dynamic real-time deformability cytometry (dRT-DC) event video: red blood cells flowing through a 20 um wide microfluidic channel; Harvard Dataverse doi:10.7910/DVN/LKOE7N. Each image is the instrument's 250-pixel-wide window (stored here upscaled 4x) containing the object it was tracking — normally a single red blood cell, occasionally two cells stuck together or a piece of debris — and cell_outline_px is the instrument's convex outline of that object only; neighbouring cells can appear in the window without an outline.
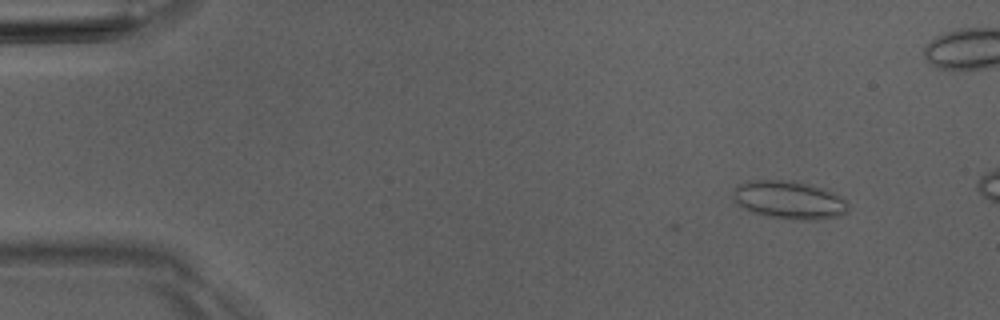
{"species": "Egyptian fruit bat (a non-hibernating species)", "species_latin": "Rousettus aegyptiacus", "temperature_condition": "room temperature", "stored_images_in_passage": 3, "camera_frame_rate_fps": 3000, "um_per_image_px": 0.085, "animal": {"sex": "male"}, "frame": {"image": 1, "passage_image": 1, "time_ms": 0.0, "image_size_px": [1000, 320], "cell_outline_px": [[848, 212], [840, 216], [824, 220], [796, 220], [768, 216], [752, 212], [744, 208], [732, 196], [732, 188], [740, 184], [752, 180], [780, 180], [808, 184], [824, 188], [848, 200]], "centroid_in_image_um": [67.13, 17.01], "position_along_channel_um": 17.9, "area_um2": 25.66}}